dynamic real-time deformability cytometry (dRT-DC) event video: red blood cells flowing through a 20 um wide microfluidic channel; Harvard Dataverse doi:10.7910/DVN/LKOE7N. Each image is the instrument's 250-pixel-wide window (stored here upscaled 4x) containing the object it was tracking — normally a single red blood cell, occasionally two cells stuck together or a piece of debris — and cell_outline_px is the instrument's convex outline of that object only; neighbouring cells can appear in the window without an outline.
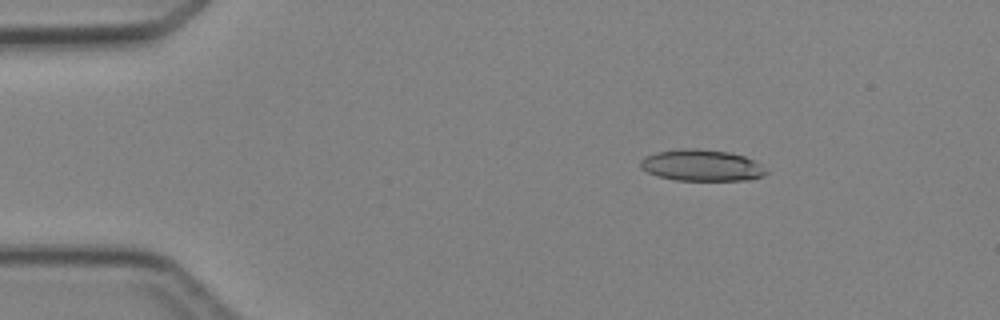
{"species": "Egyptian fruit bat (a non-hibernating species)", "species_latin": "Rousettus aegyptiacus", "temperature_condition": "cold", "stored_images_in_passage": 3, "camera_frame_rate_fps": 3000, "um_per_image_px": 0.085, "animal": {"sex": "female"}, "frame": {"image": 1, "passage_image": 1, "time_ms": 0.0, "image_size_px": [1000, 320], "cell_outline_px": [[768, 172], [760, 176], [744, 180], [676, 180], [660, 176], [648, 172], [640, 168], [640, 160], [644, 156], [656, 152], [680, 148], [696, 148], [728, 152], [744, 156], [756, 160]], "centroid_in_image_um": [59.61, 14.04], "position_along_channel_um": 25.4, "area_um2": 22.95}}
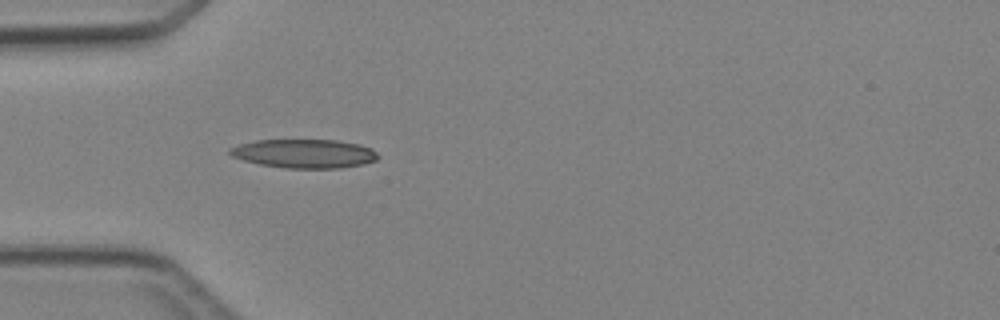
{"frame": {"image": 2, "passage_image": 3, "time_ms": 2.333, "image_size_px": [1000, 320], "cell_outline_px": [[380, 156], [376, 160], [364, 164], [340, 168], [284, 168], [260, 164], [244, 160], [232, 156], [228, 152], [228, 148], [240, 144], [256, 140], [336, 140], [360, 144], [372, 148]], "centroid_in_image_um": [25.89, 13.05], "position_along_channel_um": 59.1, "area_um2": 24.97}}